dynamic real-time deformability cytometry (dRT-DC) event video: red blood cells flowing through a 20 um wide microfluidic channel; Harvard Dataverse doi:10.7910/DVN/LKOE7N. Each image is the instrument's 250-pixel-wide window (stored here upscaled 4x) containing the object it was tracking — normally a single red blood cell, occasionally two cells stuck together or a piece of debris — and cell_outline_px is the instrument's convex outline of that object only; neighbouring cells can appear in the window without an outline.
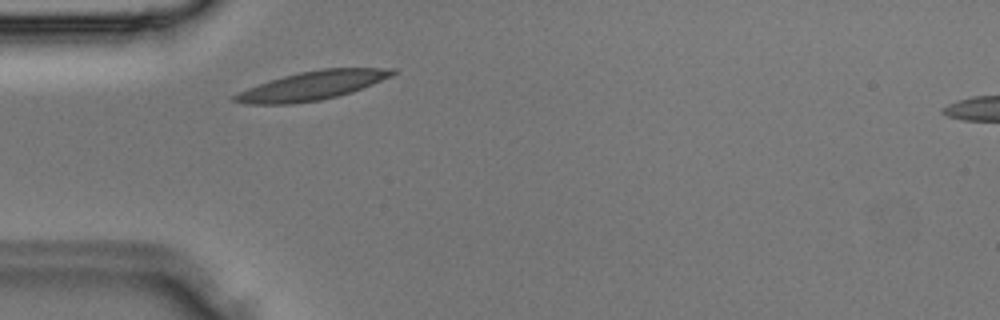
{"species": "Egyptian fruit bat (a non-hibernating species)", "species_latin": "Rousettus aegyptiacus", "temperature_condition": "room temperature", "stored_images_in_passage": 26, "camera_frame_rate_fps": 3000, "um_per_image_px": 0.085, "animal": {"sex": "male"}, "frame": {"image": 1, "passage_image": 1, "time_ms": 0.0, "image_size_px": [1000, 320], "cell_outline_px": [[396, 72], [392, 76], [352, 92], [320, 100], [288, 104], [248, 104], [232, 100], [232, 96], [248, 88], [284, 76], [300, 72], [324, 68], [396, 68]], "centroid_in_image_um": [26.57, 7.27], "position_along_channel_um": 58.4, "area_um2": 26.01}}
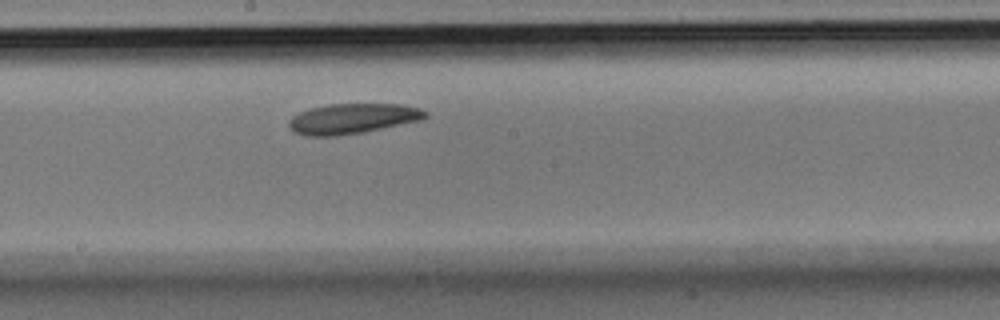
{"frame": {"image": 2, "passage_image": 10, "time_ms": 3.0, "image_size_px": [1000, 320], "cell_outline_px": [[428, 116], [420, 120], [364, 132], [336, 136], [304, 136], [296, 132], [288, 124], [288, 120], [292, 116], [308, 108], [328, 104], [400, 104], [420, 108], [428, 112]], "centroid_in_image_um": [29.96, 10.08], "position_along_channel_um": 218.2, "area_um2": 24.04}}
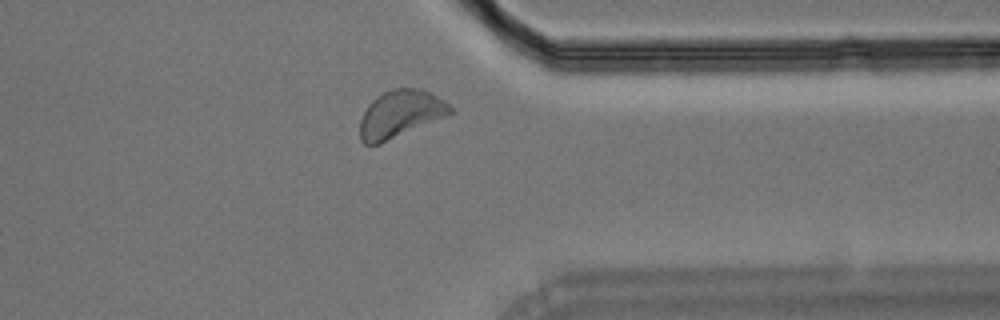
{"frame": {"image": 3, "passage_image": 19, "time_ms": 6.0, "image_size_px": [1000, 320], "cell_outline_px": [[452, 112], [444, 116], [380, 144], [364, 144], [360, 140], [360, 120], [368, 104], [376, 96], [392, 88], [420, 88], [444, 100], [452, 108]], "centroid_in_image_um": [33.97, 9.68], "position_along_channel_um": 377.4, "area_um2": 24.45}}